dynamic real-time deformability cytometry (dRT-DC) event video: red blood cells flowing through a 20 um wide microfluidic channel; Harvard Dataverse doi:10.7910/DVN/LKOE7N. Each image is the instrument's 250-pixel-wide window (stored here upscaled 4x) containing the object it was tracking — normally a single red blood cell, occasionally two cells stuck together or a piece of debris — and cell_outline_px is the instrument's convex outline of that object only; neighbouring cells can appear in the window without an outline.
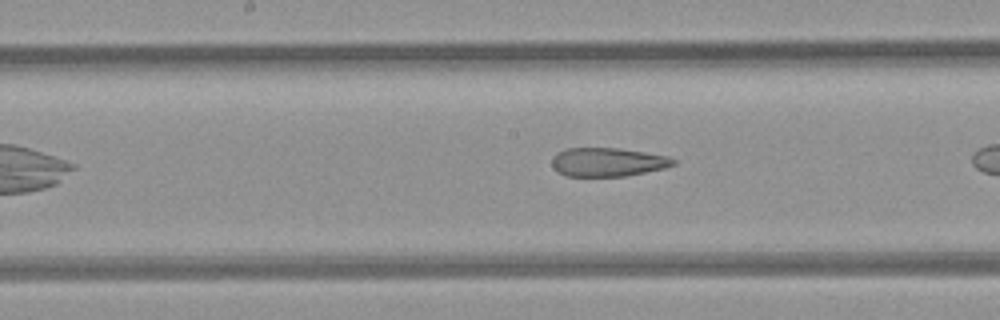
{"species": "common noctule bat (a hibernating species)", "species_latin": "Nyctalus noctula", "temperature_condition": "room temperature", "stored_images_in_passage": 15, "camera_frame_rate_fps": 3000, "um_per_image_px": 0.085, "animal": {"sex": "female", "body_mass_g": 21.9}, "frame": {"image": 1, "passage_image": 11, "time_ms": 3.333, "image_size_px": [1000, 320], "cell_outline_px": [[676, 164], [664, 168], [624, 176], [564, 176], [556, 172], [552, 168], [552, 156], [556, 152], [568, 148], [620, 148], [668, 156], [676, 160]], "centroid_in_image_um": [51.6, 13.77], "position_along_channel_um": 196.6, "area_um2": 20.46}}